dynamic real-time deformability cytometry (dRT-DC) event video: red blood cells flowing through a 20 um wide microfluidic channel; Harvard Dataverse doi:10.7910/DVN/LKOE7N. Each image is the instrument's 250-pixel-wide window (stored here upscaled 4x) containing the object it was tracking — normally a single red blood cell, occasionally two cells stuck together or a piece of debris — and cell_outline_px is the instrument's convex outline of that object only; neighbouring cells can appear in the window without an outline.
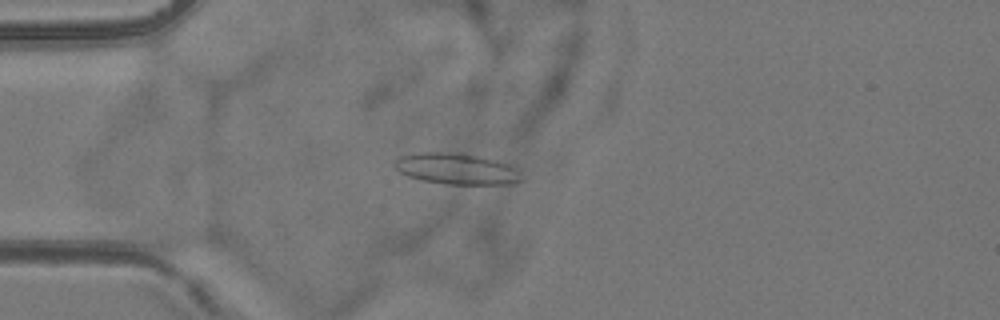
{"species": "common noctule bat (a hibernating species)", "species_latin": "Nyctalus noctula", "temperature_condition": "room temperature", "stored_images_in_passage": 54, "camera_frame_rate_fps": 3000, "um_per_image_px": 0.085, "animal": {"sex": "female", "body_mass_g": 24.6, "forearm_length_mm": 56.2}, "frame": {"image": 1, "passage_image": 15, "time_ms": 4.667, "image_size_px": [1000, 320], "cell_outline_px": [[524, 180], [512, 184], [444, 184], [420, 180], [408, 176], [400, 172], [392, 164], [400, 156], [412, 152], [460, 152], [508, 164]], "centroid_in_image_um": [38.72, 14.35], "position_along_channel_um": 46.3, "area_um2": 22.95}}
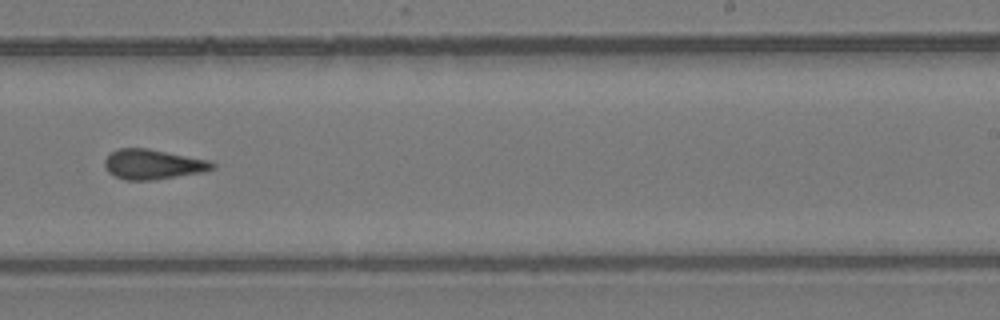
{"frame": {"image": 2, "passage_image": 34, "time_ms": 11.0, "image_size_px": [1000, 320], "cell_outline_px": [[216, 168], [204, 172], [152, 180], [124, 180], [108, 172], [104, 168], [104, 160], [112, 152], [120, 148], [148, 148], [212, 160], [216, 164]], "centroid_in_image_um": [13.05, 13.96], "position_along_channel_um": 276.0, "area_um2": 19.02}}
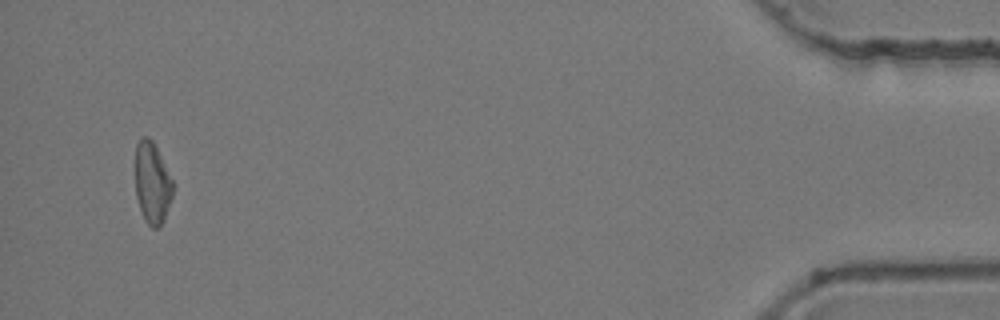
{"frame": {"image": 3, "passage_image": 52, "time_ms": 17.0, "image_size_px": [1000, 320], "cell_outline_px": [[172, 196], [164, 220], [160, 228], [152, 228], [144, 220], [136, 196], [136, 144], [140, 136], [148, 136], [152, 140], [172, 180]], "centroid_in_image_um": [12.92, 15.57], "position_along_channel_um": 422.3, "area_um2": 17.63}, "authors_computed_cell_mechanics": {"area_um2": 18.8717, "velocity_mm_per_s": 3.8649, "shape_relaxation_time_tau1_ms": null, "shape_relaxation_time_tau2_ms": 1.9423, "deformation_change_tau1": null, "deformation_change_tau2": 0.0681}}